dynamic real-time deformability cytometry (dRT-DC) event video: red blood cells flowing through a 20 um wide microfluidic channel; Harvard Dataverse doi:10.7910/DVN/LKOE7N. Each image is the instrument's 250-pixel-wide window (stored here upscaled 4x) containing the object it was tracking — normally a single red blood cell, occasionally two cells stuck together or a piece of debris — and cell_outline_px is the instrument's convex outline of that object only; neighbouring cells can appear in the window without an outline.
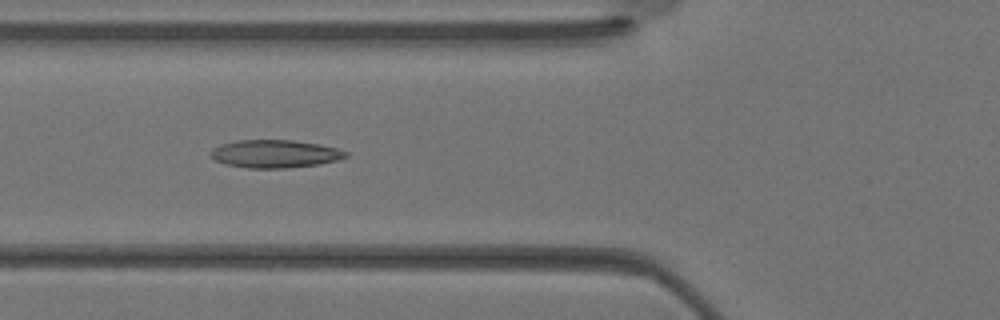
{"species": "Egyptian fruit bat (a non-hibernating species)", "species_latin": "Rousettus aegyptiacus", "temperature_condition": "warm", "stored_images_in_passage": 25, "camera_frame_rate_fps": 3000, "um_per_image_px": 0.085, "animal": {"sex": "female"}, "frame": {"image": 1, "passage_image": 6, "time_ms": 1.667, "image_size_px": [1000, 320], "cell_outline_px": [[348, 156], [336, 160], [320, 164], [288, 168], [248, 168], [224, 164], [212, 160], [208, 152], [212, 148], [220, 144], [236, 140], [292, 140], [320, 144], [336, 148], [348, 152]], "centroid_in_image_um": [23.3, 13.07], "position_along_channel_um": 102.5, "area_um2": 22.25}}
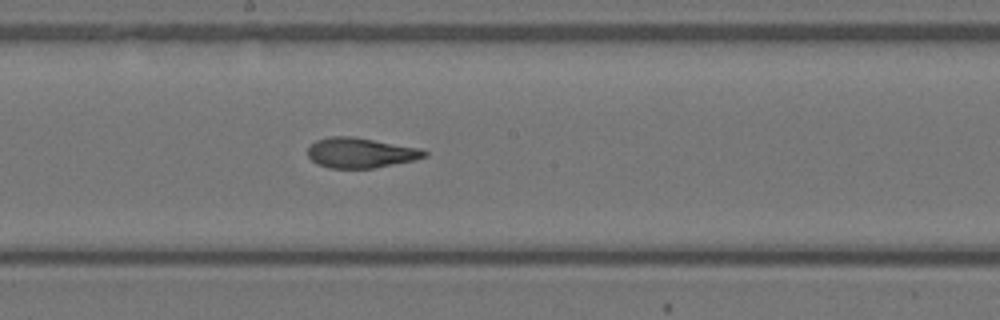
{"frame": {"image": 2, "passage_image": 12, "time_ms": 3.667, "image_size_px": [1000, 320], "cell_outline_px": [[428, 156], [416, 160], [372, 168], [328, 168], [316, 164], [308, 156], [308, 148], [316, 140], [328, 136], [352, 136], [420, 148], [428, 152]], "centroid_in_image_um": [30.65, 12.99], "position_along_channel_um": 217.5, "area_um2": 20.58}}
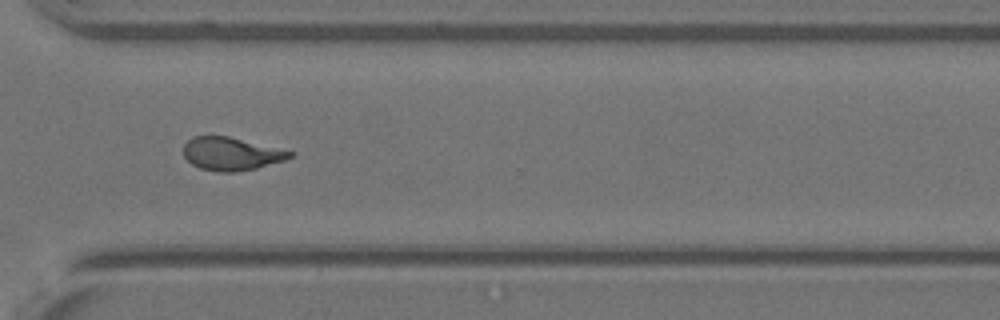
{"frame": {"image": 3, "passage_image": 19, "time_ms": 6.0, "image_size_px": [1000, 320], "cell_outline_px": [[296, 156], [284, 160], [256, 168], [232, 172], [220, 172], [200, 168], [192, 164], [184, 156], [184, 144], [192, 136], [228, 136], [296, 152]], "centroid_in_image_um": [19.68, 13.07], "position_along_channel_um": 350.9, "area_um2": 20.46}}